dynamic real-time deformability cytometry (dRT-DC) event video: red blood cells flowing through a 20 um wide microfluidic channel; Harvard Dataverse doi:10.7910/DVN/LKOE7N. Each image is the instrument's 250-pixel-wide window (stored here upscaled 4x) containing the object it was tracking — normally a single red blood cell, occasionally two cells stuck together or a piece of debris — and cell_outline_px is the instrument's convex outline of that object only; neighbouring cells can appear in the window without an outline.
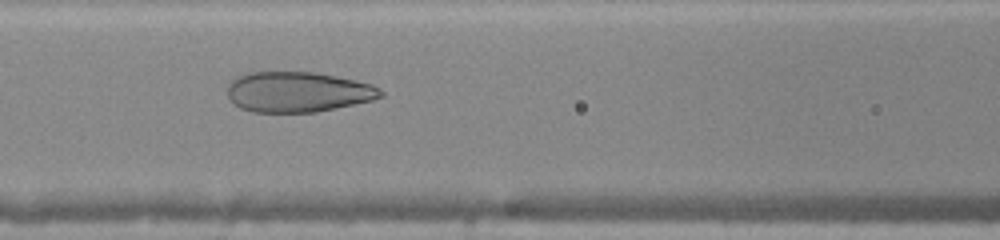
{"species": "human", "species_latin": "Homo sapiens", "temperature_condition": "warm", "stored_images_in_passage": 37, "camera_frame_rate_fps": 3000, "um_per_image_px": 0.085, "donor": {"sex": "female"}, "frame": {"image": 1, "passage_image": 12, "time_ms": 3.667, "image_size_px": [1000, 240], "cell_outline_px": [[384, 96], [372, 100], [336, 108], [316, 112], [252, 112], [240, 108], [228, 96], [228, 84], [236, 76], [248, 72], [316, 72], [336, 76], [372, 84], [380, 88], [384, 92]], "centroid_in_image_um": [25.33, 7.81], "position_along_channel_um": 141.3, "area_um2": 36.13}}
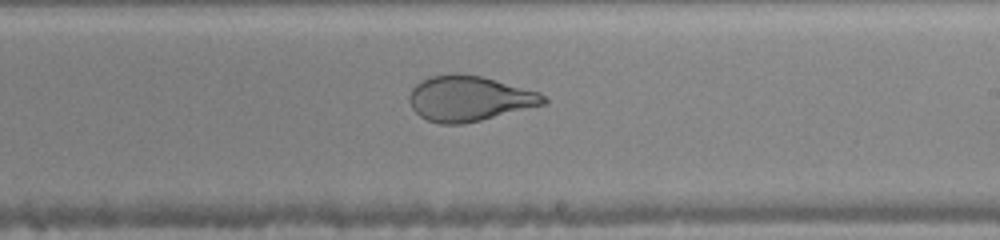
{"frame": {"image": 2, "passage_image": 19, "time_ms": 6.0, "image_size_px": [1000, 240], "cell_outline_px": [[548, 100], [544, 104], [480, 120], [460, 124], [440, 124], [428, 120], [420, 116], [412, 108], [408, 100], [408, 96], [412, 88], [420, 80], [428, 76], [452, 72], [456, 72], [480, 76], [540, 92], [548, 96]], "centroid_in_image_um": [39.85, 8.35], "position_along_channel_um": 249.2, "area_um2": 35.55}}
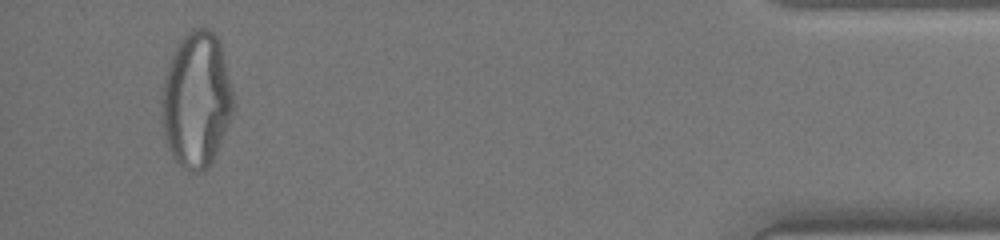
{"frame": {"image": 3, "passage_image": 34, "time_ms": 11.0, "image_size_px": [1000, 240], "cell_outline_px": [[232, 112], [220, 144], [212, 164], [208, 168], [200, 172], [188, 172], [172, 156], [164, 136], [164, 80], [168, 64], [180, 40], [192, 28], [212, 28], [216, 32], [220, 40], [232, 88]], "centroid_in_image_um": [16.73, 8.47], "position_along_channel_um": 418.5, "area_um2": 55.89}}